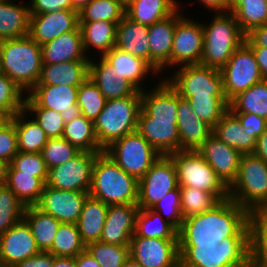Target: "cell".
I'll return each mask as SVG.
<instances>
[{
	"mask_svg": "<svg viewBox=\"0 0 267 267\" xmlns=\"http://www.w3.org/2000/svg\"><path fill=\"white\" fill-rule=\"evenodd\" d=\"M250 213L230 198L211 210L184 219L178 231L179 246H218L228 237H250Z\"/></svg>",
	"mask_w": 267,
	"mask_h": 267,
	"instance_id": "obj_1",
	"label": "cell"
},
{
	"mask_svg": "<svg viewBox=\"0 0 267 267\" xmlns=\"http://www.w3.org/2000/svg\"><path fill=\"white\" fill-rule=\"evenodd\" d=\"M1 70L26 95L37 84L42 51L29 35L0 41Z\"/></svg>",
	"mask_w": 267,
	"mask_h": 267,
	"instance_id": "obj_2",
	"label": "cell"
},
{
	"mask_svg": "<svg viewBox=\"0 0 267 267\" xmlns=\"http://www.w3.org/2000/svg\"><path fill=\"white\" fill-rule=\"evenodd\" d=\"M89 195L107 205L137 204L138 180L102 152L93 165Z\"/></svg>",
	"mask_w": 267,
	"mask_h": 267,
	"instance_id": "obj_3",
	"label": "cell"
},
{
	"mask_svg": "<svg viewBox=\"0 0 267 267\" xmlns=\"http://www.w3.org/2000/svg\"><path fill=\"white\" fill-rule=\"evenodd\" d=\"M209 23H203V54L200 64L221 69L245 41L232 12H216Z\"/></svg>",
	"mask_w": 267,
	"mask_h": 267,
	"instance_id": "obj_4",
	"label": "cell"
},
{
	"mask_svg": "<svg viewBox=\"0 0 267 267\" xmlns=\"http://www.w3.org/2000/svg\"><path fill=\"white\" fill-rule=\"evenodd\" d=\"M250 237H228L218 246H179V267H249Z\"/></svg>",
	"mask_w": 267,
	"mask_h": 267,
	"instance_id": "obj_5",
	"label": "cell"
},
{
	"mask_svg": "<svg viewBox=\"0 0 267 267\" xmlns=\"http://www.w3.org/2000/svg\"><path fill=\"white\" fill-rule=\"evenodd\" d=\"M141 110V91L133 95L107 100L94 121L99 146L104 150L114 141L137 130Z\"/></svg>",
	"mask_w": 267,
	"mask_h": 267,
	"instance_id": "obj_6",
	"label": "cell"
},
{
	"mask_svg": "<svg viewBox=\"0 0 267 267\" xmlns=\"http://www.w3.org/2000/svg\"><path fill=\"white\" fill-rule=\"evenodd\" d=\"M229 198L252 213L267 203V163L253 153L242 154Z\"/></svg>",
	"mask_w": 267,
	"mask_h": 267,
	"instance_id": "obj_7",
	"label": "cell"
},
{
	"mask_svg": "<svg viewBox=\"0 0 267 267\" xmlns=\"http://www.w3.org/2000/svg\"><path fill=\"white\" fill-rule=\"evenodd\" d=\"M169 156L176 166L179 186L210 192L219 201L229 198L228 187L197 150H178Z\"/></svg>",
	"mask_w": 267,
	"mask_h": 267,
	"instance_id": "obj_8",
	"label": "cell"
},
{
	"mask_svg": "<svg viewBox=\"0 0 267 267\" xmlns=\"http://www.w3.org/2000/svg\"><path fill=\"white\" fill-rule=\"evenodd\" d=\"M175 70L164 78L181 97L221 96L229 104L219 69L193 64Z\"/></svg>",
	"mask_w": 267,
	"mask_h": 267,
	"instance_id": "obj_9",
	"label": "cell"
},
{
	"mask_svg": "<svg viewBox=\"0 0 267 267\" xmlns=\"http://www.w3.org/2000/svg\"><path fill=\"white\" fill-rule=\"evenodd\" d=\"M106 153L126 173L140 180L160 154L136 130L110 144Z\"/></svg>",
	"mask_w": 267,
	"mask_h": 267,
	"instance_id": "obj_10",
	"label": "cell"
},
{
	"mask_svg": "<svg viewBox=\"0 0 267 267\" xmlns=\"http://www.w3.org/2000/svg\"><path fill=\"white\" fill-rule=\"evenodd\" d=\"M203 45L202 21L189 18L179 8L176 11L170 71L185 65L200 64Z\"/></svg>",
	"mask_w": 267,
	"mask_h": 267,
	"instance_id": "obj_11",
	"label": "cell"
},
{
	"mask_svg": "<svg viewBox=\"0 0 267 267\" xmlns=\"http://www.w3.org/2000/svg\"><path fill=\"white\" fill-rule=\"evenodd\" d=\"M224 90L230 101L237 94L263 80L253 50L243 42L220 69Z\"/></svg>",
	"mask_w": 267,
	"mask_h": 267,
	"instance_id": "obj_12",
	"label": "cell"
},
{
	"mask_svg": "<svg viewBox=\"0 0 267 267\" xmlns=\"http://www.w3.org/2000/svg\"><path fill=\"white\" fill-rule=\"evenodd\" d=\"M177 186V170L172 158L169 155H160L138 180L137 205L141 209H151Z\"/></svg>",
	"mask_w": 267,
	"mask_h": 267,
	"instance_id": "obj_13",
	"label": "cell"
},
{
	"mask_svg": "<svg viewBox=\"0 0 267 267\" xmlns=\"http://www.w3.org/2000/svg\"><path fill=\"white\" fill-rule=\"evenodd\" d=\"M98 154L80 151L62 165L50 168L46 185L58 190L89 192L93 165Z\"/></svg>",
	"mask_w": 267,
	"mask_h": 267,
	"instance_id": "obj_14",
	"label": "cell"
},
{
	"mask_svg": "<svg viewBox=\"0 0 267 267\" xmlns=\"http://www.w3.org/2000/svg\"><path fill=\"white\" fill-rule=\"evenodd\" d=\"M79 87L66 85H35L25 96L24 108H46L61 113L64 123L79 116L77 105Z\"/></svg>",
	"mask_w": 267,
	"mask_h": 267,
	"instance_id": "obj_15",
	"label": "cell"
},
{
	"mask_svg": "<svg viewBox=\"0 0 267 267\" xmlns=\"http://www.w3.org/2000/svg\"><path fill=\"white\" fill-rule=\"evenodd\" d=\"M129 254L142 267H179L178 239L132 236Z\"/></svg>",
	"mask_w": 267,
	"mask_h": 267,
	"instance_id": "obj_16",
	"label": "cell"
},
{
	"mask_svg": "<svg viewBox=\"0 0 267 267\" xmlns=\"http://www.w3.org/2000/svg\"><path fill=\"white\" fill-rule=\"evenodd\" d=\"M89 192L58 190L47 186L35 205L42 212L52 215L60 223H77Z\"/></svg>",
	"mask_w": 267,
	"mask_h": 267,
	"instance_id": "obj_17",
	"label": "cell"
},
{
	"mask_svg": "<svg viewBox=\"0 0 267 267\" xmlns=\"http://www.w3.org/2000/svg\"><path fill=\"white\" fill-rule=\"evenodd\" d=\"M40 253L30 226L23 219L7 232L0 234V263L15 267L20 262Z\"/></svg>",
	"mask_w": 267,
	"mask_h": 267,
	"instance_id": "obj_18",
	"label": "cell"
},
{
	"mask_svg": "<svg viewBox=\"0 0 267 267\" xmlns=\"http://www.w3.org/2000/svg\"><path fill=\"white\" fill-rule=\"evenodd\" d=\"M79 27V12L61 9L42 14H30L29 36L40 46Z\"/></svg>",
	"mask_w": 267,
	"mask_h": 267,
	"instance_id": "obj_19",
	"label": "cell"
},
{
	"mask_svg": "<svg viewBox=\"0 0 267 267\" xmlns=\"http://www.w3.org/2000/svg\"><path fill=\"white\" fill-rule=\"evenodd\" d=\"M197 151L227 187L234 182L242 156L241 152L221 141L213 133Z\"/></svg>",
	"mask_w": 267,
	"mask_h": 267,
	"instance_id": "obj_20",
	"label": "cell"
},
{
	"mask_svg": "<svg viewBox=\"0 0 267 267\" xmlns=\"http://www.w3.org/2000/svg\"><path fill=\"white\" fill-rule=\"evenodd\" d=\"M137 131L160 155H170L180 150L177 120H156L141 108Z\"/></svg>",
	"mask_w": 267,
	"mask_h": 267,
	"instance_id": "obj_21",
	"label": "cell"
},
{
	"mask_svg": "<svg viewBox=\"0 0 267 267\" xmlns=\"http://www.w3.org/2000/svg\"><path fill=\"white\" fill-rule=\"evenodd\" d=\"M137 204L108 205L100 241L108 244L129 245L135 231Z\"/></svg>",
	"mask_w": 267,
	"mask_h": 267,
	"instance_id": "obj_22",
	"label": "cell"
},
{
	"mask_svg": "<svg viewBox=\"0 0 267 267\" xmlns=\"http://www.w3.org/2000/svg\"><path fill=\"white\" fill-rule=\"evenodd\" d=\"M176 12L171 16L148 26L149 64L161 75L171 67V50Z\"/></svg>",
	"mask_w": 267,
	"mask_h": 267,
	"instance_id": "obj_23",
	"label": "cell"
},
{
	"mask_svg": "<svg viewBox=\"0 0 267 267\" xmlns=\"http://www.w3.org/2000/svg\"><path fill=\"white\" fill-rule=\"evenodd\" d=\"M177 127L180 150H197L213 133V127L201 120L188 99L178 94Z\"/></svg>",
	"mask_w": 267,
	"mask_h": 267,
	"instance_id": "obj_24",
	"label": "cell"
},
{
	"mask_svg": "<svg viewBox=\"0 0 267 267\" xmlns=\"http://www.w3.org/2000/svg\"><path fill=\"white\" fill-rule=\"evenodd\" d=\"M102 57L116 69L115 71L118 73L119 78L126 79L139 91H144L148 88L147 83L146 85L144 83L145 79L147 81L148 78L146 77L149 74L152 77H163L144 59L131 55L117 47L112 48Z\"/></svg>",
	"mask_w": 267,
	"mask_h": 267,
	"instance_id": "obj_25",
	"label": "cell"
},
{
	"mask_svg": "<svg viewBox=\"0 0 267 267\" xmlns=\"http://www.w3.org/2000/svg\"><path fill=\"white\" fill-rule=\"evenodd\" d=\"M141 91V108L156 120H177L178 93L163 77Z\"/></svg>",
	"mask_w": 267,
	"mask_h": 267,
	"instance_id": "obj_26",
	"label": "cell"
},
{
	"mask_svg": "<svg viewBox=\"0 0 267 267\" xmlns=\"http://www.w3.org/2000/svg\"><path fill=\"white\" fill-rule=\"evenodd\" d=\"M93 58V56L90 58L89 78L96 84L106 100L124 98L137 91L126 79L119 78L116 69L102 56L98 59L95 56V60Z\"/></svg>",
	"mask_w": 267,
	"mask_h": 267,
	"instance_id": "obj_27",
	"label": "cell"
},
{
	"mask_svg": "<svg viewBox=\"0 0 267 267\" xmlns=\"http://www.w3.org/2000/svg\"><path fill=\"white\" fill-rule=\"evenodd\" d=\"M42 64L90 61L85 55L80 27L68 31L41 46Z\"/></svg>",
	"mask_w": 267,
	"mask_h": 267,
	"instance_id": "obj_28",
	"label": "cell"
},
{
	"mask_svg": "<svg viewBox=\"0 0 267 267\" xmlns=\"http://www.w3.org/2000/svg\"><path fill=\"white\" fill-rule=\"evenodd\" d=\"M90 61H69L58 64H42L36 85H66L80 87L89 77Z\"/></svg>",
	"mask_w": 267,
	"mask_h": 267,
	"instance_id": "obj_29",
	"label": "cell"
},
{
	"mask_svg": "<svg viewBox=\"0 0 267 267\" xmlns=\"http://www.w3.org/2000/svg\"><path fill=\"white\" fill-rule=\"evenodd\" d=\"M180 4L179 0H128L125 16L136 23L151 26L181 9Z\"/></svg>",
	"mask_w": 267,
	"mask_h": 267,
	"instance_id": "obj_30",
	"label": "cell"
},
{
	"mask_svg": "<svg viewBox=\"0 0 267 267\" xmlns=\"http://www.w3.org/2000/svg\"><path fill=\"white\" fill-rule=\"evenodd\" d=\"M14 0L0 1V41L28 36L30 25L29 3Z\"/></svg>",
	"mask_w": 267,
	"mask_h": 267,
	"instance_id": "obj_31",
	"label": "cell"
},
{
	"mask_svg": "<svg viewBox=\"0 0 267 267\" xmlns=\"http://www.w3.org/2000/svg\"><path fill=\"white\" fill-rule=\"evenodd\" d=\"M117 24L108 21L79 22L83 49L88 58L92 57L89 56L92 49L98 53L97 56H103L115 47Z\"/></svg>",
	"mask_w": 267,
	"mask_h": 267,
	"instance_id": "obj_32",
	"label": "cell"
},
{
	"mask_svg": "<svg viewBox=\"0 0 267 267\" xmlns=\"http://www.w3.org/2000/svg\"><path fill=\"white\" fill-rule=\"evenodd\" d=\"M115 47L149 63L148 26L124 16L117 24Z\"/></svg>",
	"mask_w": 267,
	"mask_h": 267,
	"instance_id": "obj_33",
	"label": "cell"
},
{
	"mask_svg": "<svg viewBox=\"0 0 267 267\" xmlns=\"http://www.w3.org/2000/svg\"><path fill=\"white\" fill-rule=\"evenodd\" d=\"M213 134L242 154L253 153L257 139L244 130L239 119L228 110L213 127Z\"/></svg>",
	"mask_w": 267,
	"mask_h": 267,
	"instance_id": "obj_34",
	"label": "cell"
},
{
	"mask_svg": "<svg viewBox=\"0 0 267 267\" xmlns=\"http://www.w3.org/2000/svg\"><path fill=\"white\" fill-rule=\"evenodd\" d=\"M108 205L88 196L76 225L83 242L87 245L100 241L107 215Z\"/></svg>",
	"mask_w": 267,
	"mask_h": 267,
	"instance_id": "obj_35",
	"label": "cell"
},
{
	"mask_svg": "<svg viewBox=\"0 0 267 267\" xmlns=\"http://www.w3.org/2000/svg\"><path fill=\"white\" fill-rule=\"evenodd\" d=\"M12 121L15 124L18 151L41 153L49 137L37 121L25 109L17 112Z\"/></svg>",
	"mask_w": 267,
	"mask_h": 267,
	"instance_id": "obj_36",
	"label": "cell"
},
{
	"mask_svg": "<svg viewBox=\"0 0 267 267\" xmlns=\"http://www.w3.org/2000/svg\"><path fill=\"white\" fill-rule=\"evenodd\" d=\"M23 219L30 226L40 252H48L51 249L60 222L52 215L42 212L36 206H27Z\"/></svg>",
	"mask_w": 267,
	"mask_h": 267,
	"instance_id": "obj_37",
	"label": "cell"
},
{
	"mask_svg": "<svg viewBox=\"0 0 267 267\" xmlns=\"http://www.w3.org/2000/svg\"><path fill=\"white\" fill-rule=\"evenodd\" d=\"M5 184L27 207L35 206L39 202L46 183L41 178L17 171L8 164Z\"/></svg>",
	"mask_w": 267,
	"mask_h": 267,
	"instance_id": "obj_38",
	"label": "cell"
},
{
	"mask_svg": "<svg viewBox=\"0 0 267 267\" xmlns=\"http://www.w3.org/2000/svg\"><path fill=\"white\" fill-rule=\"evenodd\" d=\"M133 236L178 239V230L154 210L139 208Z\"/></svg>",
	"mask_w": 267,
	"mask_h": 267,
	"instance_id": "obj_39",
	"label": "cell"
},
{
	"mask_svg": "<svg viewBox=\"0 0 267 267\" xmlns=\"http://www.w3.org/2000/svg\"><path fill=\"white\" fill-rule=\"evenodd\" d=\"M229 12L246 35L253 28L267 24V0H230Z\"/></svg>",
	"mask_w": 267,
	"mask_h": 267,
	"instance_id": "obj_40",
	"label": "cell"
},
{
	"mask_svg": "<svg viewBox=\"0 0 267 267\" xmlns=\"http://www.w3.org/2000/svg\"><path fill=\"white\" fill-rule=\"evenodd\" d=\"M232 113H254L267 120V80H262L233 97L229 102Z\"/></svg>",
	"mask_w": 267,
	"mask_h": 267,
	"instance_id": "obj_41",
	"label": "cell"
},
{
	"mask_svg": "<svg viewBox=\"0 0 267 267\" xmlns=\"http://www.w3.org/2000/svg\"><path fill=\"white\" fill-rule=\"evenodd\" d=\"M68 142L76 146L80 151L102 153L104 150L99 146L94 122L83 115H79L64 126L63 135Z\"/></svg>",
	"mask_w": 267,
	"mask_h": 267,
	"instance_id": "obj_42",
	"label": "cell"
},
{
	"mask_svg": "<svg viewBox=\"0 0 267 267\" xmlns=\"http://www.w3.org/2000/svg\"><path fill=\"white\" fill-rule=\"evenodd\" d=\"M86 250L77 225L75 223H60L48 253L54 256L76 257Z\"/></svg>",
	"mask_w": 267,
	"mask_h": 267,
	"instance_id": "obj_43",
	"label": "cell"
},
{
	"mask_svg": "<svg viewBox=\"0 0 267 267\" xmlns=\"http://www.w3.org/2000/svg\"><path fill=\"white\" fill-rule=\"evenodd\" d=\"M124 16L125 3L122 0H93L79 11V22L119 23Z\"/></svg>",
	"mask_w": 267,
	"mask_h": 267,
	"instance_id": "obj_44",
	"label": "cell"
},
{
	"mask_svg": "<svg viewBox=\"0 0 267 267\" xmlns=\"http://www.w3.org/2000/svg\"><path fill=\"white\" fill-rule=\"evenodd\" d=\"M181 211L184 219L211 210L220 201L210 192L180 186Z\"/></svg>",
	"mask_w": 267,
	"mask_h": 267,
	"instance_id": "obj_45",
	"label": "cell"
},
{
	"mask_svg": "<svg viewBox=\"0 0 267 267\" xmlns=\"http://www.w3.org/2000/svg\"><path fill=\"white\" fill-rule=\"evenodd\" d=\"M26 205L6 185L0 186V234L7 232L24 218Z\"/></svg>",
	"mask_w": 267,
	"mask_h": 267,
	"instance_id": "obj_46",
	"label": "cell"
},
{
	"mask_svg": "<svg viewBox=\"0 0 267 267\" xmlns=\"http://www.w3.org/2000/svg\"><path fill=\"white\" fill-rule=\"evenodd\" d=\"M96 84L88 77L79 87L77 93V105L80 113L88 120L94 122L106 104Z\"/></svg>",
	"mask_w": 267,
	"mask_h": 267,
	"instance_id": "obj_47",
	"label": "cell"
},
{
	"mask_svg": "<svg viewBox=\"0 0 267 267\" xmlns=\"http://www.w3.org/2000/svg\"><path fill=\"white\" fill-rule=\"evenodd\" d=\"M86 250L100 267H122L129 258V245L108 244L101 241L86 245Z\"/></svg>",
	"mask_w": 267,
	"mask_h": 267,
	"instance_id": "obj_48",
	"label": "cell"
},
{
	"mask_svg": "<svg viewBox=\"0 0 267 267\" xmlns=\"http://www.w3.org/2000/svg\"><path fill=\"white\" fill-rule=\"evenodd\" d=\"M183 98L188 99L196 115L212 127L229 110V104L221 96Z\"/></svg>",
	"mask_w": 267,
	"mask_h": 267,
	"instance_id": "obj_49",
	"label": "cell"
},
{
	"mask_svg": "<svg viewBox=\"0 0 267 267\" xmlns=\"http://www.w3.org/2000/svg\"><path fill=\"white\" fill-rule=\"evenodd\" d=\"M79 152L80 150L64 137H55L48 139L41 151V155L47 168L50 169L62 165Z\"/></svg>",
	"mask_w": 267,
	"mask_h": 267,
	"instance_id": "obj_50",
	"label": "cell"
},
{
	"mask_svg": "<svg viewBox=\"0 0 267 267\" xmlns=\"http://www.w3.org/2000/svg\"><path fill=\"white\" fill-rule=\"evenodd\" d=\"M26 94L5 74L0 73V110L12 118L24 109Z\"/></svg>",
	"mask_w": 267,
	"mask_h": 267,
	"instance_id": "obj_51",
	"label": "cell"
},
{
	"mask_svg": "<svg viewBox=\"0 0 267 267\" xmlns=\"http://www.w3.org/2000/svg\"><path fill=\"white\" fill-rule=\"evenodd\" d=\"M151 209L159 213L179 231L184 221L181 211L180 186L178 185L175 189L169 191Z\"/></svg>",
	"mask_w": 267,
	"mask_h": 267,
	"instance_id": "obj_52",
	"label": "cell"
},
{
	"mask_svg": "<svg viewBox=\"0 0 267 267\" xmlns=\"http://www.w3.org/2000/svg\"><path fill=\"white\" fill-rule=\"evenodd\" d=\"M15 170L27 174H33L41 178L45 183L48 178V168L41 153L18 152L9 163Z\"/></svg>",
	"mask_w": 267,
	"mask_h": 267,
	"instance_id": "obj_53",
	"label": "cell"
},
{
	"mask_svg": "<svg viewBox=\"0 0 267 267\" xmlns=\"http://www.w3.org/2000/svg\"><path fill=\"white\" fill-rule=\"evenodd\" d=\"M49 138L62 137L65 123L61 113L46 108H24Z\"/></svg>",
	"mask_w": 267,
	"mask_h": 267,
	"instance_id": "obj_54",
	"label": "cell"
},
{
	"mask_svg": "<svg viewBox=\"0 0 267 267\" xmlns=\"http://www.w3.org/2000/svg\"><path fill=\"white\" fill-rule=\"evenodd\" d=\"M18 152L15 124L11 121L0 128V159L9 164Z\"/></svg>",
	"mask_w": 267,
	"mask_h": 267,
	"instance_id": "obj_55",
	"label": "cell"
},
{
	"mask_svg": "<svg viewBox=\"0 0 267 267\" xmlns=\"http://www.w3.org/2000/svg\"><path fill=\"white\" fill-rule=\"evenodd\" d=\"M250 262H267V229H250Z\"/></svg>",
	"mask_w": 267,
	"mask_h": 267,
	"instance_id": "obj_56",
	"label": "cell"
},
{
	"mask_svg": "<svg viewBox=\"0 0 267 267\" xmlns=\"http://www.w3.org/2000/svg\"><path fill=\"white\" fill-rule=\"evenodd\" d=\"M240 121L244 130L256 139L266 130L267 120L254 113H233Z\"/></svg>",
	"mask_w": 267,
	"mask_h": 267,
	"instance_id": "obj_57",
	"label": "cell"
},
{
	"mask_svg": "<svg viewBox=\"0 0 267 267\" xmlns=\"http://www.w3.org/2000/svg\"><path fill=\"white\" fill-rule=\"evenodd\" d=\"M30 14H42L61 9H73L71 0H30Z\"/></svg>",
	"mask_w": 267,
	"mask_h": 267,
	"instance_id": "obj_58",
	"label": "cell"
},
{
	"mask_svg": "<svg viewBox=\"0 0 267 267\" xmlns=\"http://www.w3.org/2000/svg\"><path fill=\"white\" fill-rule=\"evenodd\" d=\"M244 42L249 47L267 48V24L253 28L246 34Z\"/></svg>",
	"mask_w": 267,
	"mask_h": 267,
	"instance_id": "obj_59",
	"label": "cell"
},
{
	"mask_svg": "<svg viewBox=\"0 0 267 267\" xmlns=\"http://www.w3.org/2000/svg\"><path fill=\"white\" fill-rule=\"evenodd\" d=\"M53 255L48 252H40L39 254L32 256L15 267H52Z\"/></svg>",
	"mask_w": 267,
	"mask_h": 267,
	"instance_id": "obj_60",
	"label": "cell"
},
{
	"mask_svg": "<svg viewBox=\"0 0 267 267\" xmlns=\"http://www.w3.org/2000/svg\"><path fill=\"white\" fill-rule=\"evenodd\" d=\"M249 227L250 229H267V203L250 213Z\"/></svg>",
	"mask_w": 267,
	"mask_h": 267,
	"instance_id": "obj_61",
	"label": "cell"
},
{
	"mask_svg": "<svg viewBox=\"0 0 267 267\" xmlns=\"http://www.w3.org/2000/svg\"><path fill=\"white\" fill-rule=\"evenodd\" d=\"M206 10L216 12H228L230 8V0H199Z\"/></svg>",
	"mask_w": 267,
	"mask_h": 267,
	"instance_id": "obj_62",
	"label": "cell"
},
{
	"mask_svg": "<svg viewBox=\"0 0 267 267\" xmlns=\"http://www.w3.org/2000/svg\"><path fill=\"white\" fill-rule=\"evenodd\" d=\"M253 50L263 80H267V48L250 47Z\"/></svg>",
	"mask_w": 267,
	"mask_h": 267,
	"instance_id": "obj_63",
	"label": "cell"
},
{
	"mask_svg": "<svg viewBox=\"0 0 267 267\" xmlns=\"http://www.w3.org/2000/svg\"><path fill=\"white\" fill-rule=\"evenodd\" d=\"M253 154L267 163V128L257 138L256 147Z\"/></svg>",
	"mask_w": 267,
	"mask_h": 267,
	"instance_id": "obj_64",
	"label": "cell"
},
{
	"mask_svg": "<svg viewBox=\"0 0 267 267\" xmlns=\"http://www.w3.org/2000/svg\"><path fill=\"white\" fill-rule=\"evenodd\" d=\"M75 264L76 267H100L99 263L87 250L75 257Z\"/></svg>",
	"mask_w": 267,
	"mask_h": 267,
	"instance_id": "obj_65",
	"label": "cell"
},
{
	"mask_svg": "<svg viewBox=\"0 0 267 267\" xmlns=\"http://www.w3.org/2000/svg\"><path fill=\"white\" fill-rule=\"evenodd\" d=\"M52 267H76L75 258L53 255Z\"/></svg>",
	"mask_w": 267,
	"mask_h": 267,
	"instance_id": "obj_66",
	"label": "cell"
},
{
	"mask_svg": "<svg viewBox=\"0 0 267 267\" xmlns=\"http://www.w3.org/2000/svg\"><path fill=\"white\" fill-rule=\"evenodd\" d=\"M7 166L8 164L0 159V186L6 183Z\"/></svg>",
	"mask_w": 267,
	"mask_h": 267,
	"instance_id": "obj_67",
	"label": "cell"
},
{
	"mask_svg": "<svg viewBox=\"0 0 267 267\" xmlns=\"http://www.w3.org/2000/svg\"><path fill=\"white\" fill-rule=\"evenodd\" d=\"M91 1L93 0H71L72 8L79 12L86 5H88Z\"/></svg>",
	"mask_w": 267,
	"mask_h": 267,
	"instance_id": "obj_68",
	"label": "cell"
},
{
	"mask_svg": "<svg viewBox=\"0 0 267 267\" xmlns=\"http://www.w3.org/2000/svg\"><path fill=\"white\" fill-rule=\"evenodd\" d=\"M12 121V117L4 110H0V128L5 127Z\"/></svg>",
	"mask_w": 267,
	"mask_h": 267,
	"instance_id": "obj_69",
	"label": "cell"
},
{
	"mask_svg": "<svg viewBox=\"0 0 267 267\" xmlns=\"http://www.w3.org/2000/svg\"><path fill=\"white\" fill-rule=\"evenodd\" d=\"M122 267H142V266L129 256V258L125 261Z\"/></svg>",
	"mask_w": 267,
	"mask_h": 267,
	"instance_id": "obj_70",
	"label": "cell"
},
{
	"mask_svg": "<svg viewBox=\"0 0 267 267\" xmlns=\"http://www.w3.org/2000/svg\"><path fill=\"white\" fill-rule=\"evenodd\" d=\"M249 267H267V262H250Z\"/></svg>",
	"mask_w": 267,
	"mask_h": 267,
	"instance_id": "obj_71",
	"label": "cell"
},
{
	"mask_svg": "<svg viewBox=\"0 0 267 267\" xmlns=\"http://www.w3.org/2000/svg\"><path fill=\"white\" fill-rule=\"evenodd\" d=\"M0 73H2V70H1V56H0Z\"/></svg>",
	"mask_w": 267,
	"mask_h": 267,
	"instance_id": "obj_72",
	"label": "cell"
}]
</instances>
